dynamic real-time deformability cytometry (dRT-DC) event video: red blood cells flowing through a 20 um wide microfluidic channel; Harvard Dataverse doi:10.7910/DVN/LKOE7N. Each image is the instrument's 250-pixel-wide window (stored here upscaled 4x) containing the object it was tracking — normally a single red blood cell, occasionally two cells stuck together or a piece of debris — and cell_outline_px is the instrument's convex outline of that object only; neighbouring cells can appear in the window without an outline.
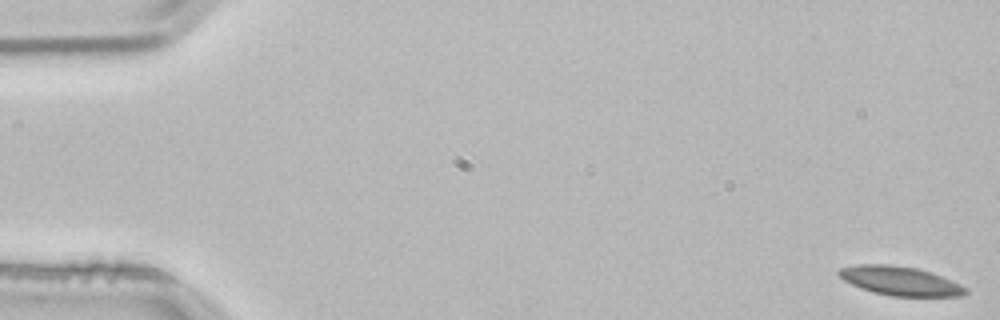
{"species": "common noctule bat (a hibernating species)", "species_latin": "Nyctalus noctula", "temperature_condition": "room temperature", "stored_images_in_passage": 54, "camera_frame_rate_fps": 3000, "um_per_image_px": 0.085, "animal": {"sex": "male", "body_mass_g": 21.5, "forearm_length_mm": 52.0}, "frame": {"image": 1, "passage_image": 1, "time_ms": 0.0, "image_size_px": [1000, 320], "cell_outline_px": [[968, 292], [964, 296], [892, 296], [872, 292], [860, 288], [844, 280], [836, 272], [840, 268], [860, 264], [892, 264], [916, 268], [932, 272], [952, 280], [968, 288]], "centroid_in_image_um": [76.54, 23.87], "position_along_channel_um": 8.5, "area_um2": 21.56}}
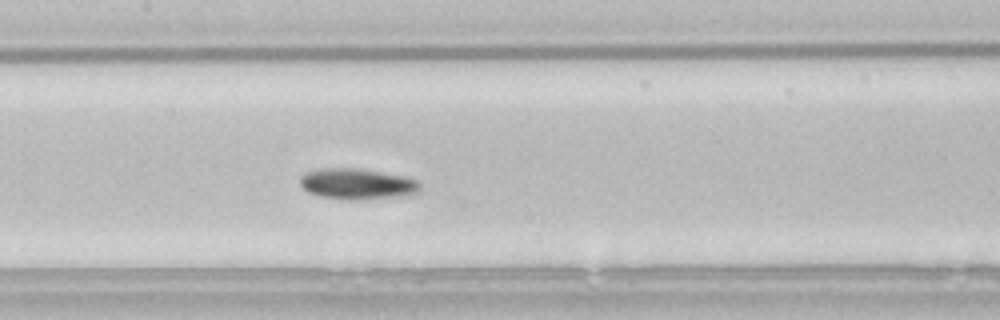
{"frame": {"image": 2, "passage_image": 26, "time_ms": 8.333, "image_size_px": [1000, 320], "cell_outline_px": [[420, 192], [412, 196], [348, 200], [320, 196], [308, 192], [300, 184], [300, 176], [304, 172], [320, 168], [360, 168], [408, 176], [416, 180], [420, 184]], "centroid_in_image_um": [30.41, 15.63], "position_along_channel_um": 177.0, "area_um2": 22.08}}
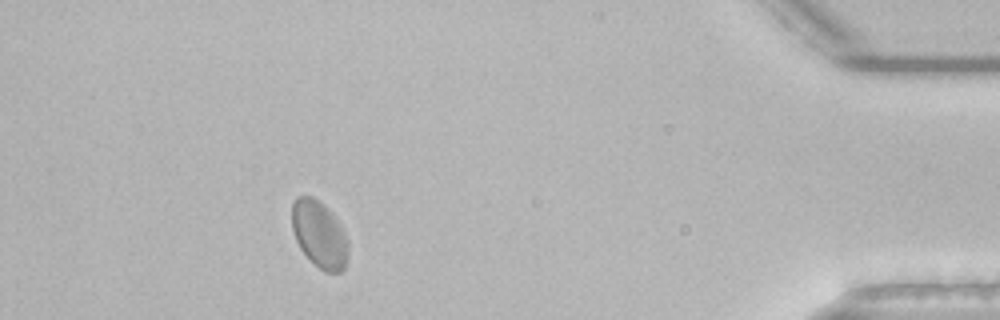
{"frame": {"image": 3, "passage_image": 49, "time_ms": 16.0, "image_size_px": [1000, 320], "cell_outline_px": [[348, 260], [344, 268], [340, 272], [324, 272], [300, 248], [296, 240], [292, 228], [292, 204], [296, 196], [312, 196], [328, 208], [340, 224], [348, 240]], "centroid_in_image_um": [27.16, 19.91], "position_along_channel_um": 408.0, "area_um2": 21.85}, "authors_computed_cell_mechanics": {"area_um2": 21.2993, "velocity_mm_per_s": 3.7497, "shape_relaxation_time_tau1_ms": 10.4339, "shape_relaxation_time_tau2_ms": 1.6106, "deformation_change_tau1": 0.1355, "deformation_change_tau2": 0.0347}}